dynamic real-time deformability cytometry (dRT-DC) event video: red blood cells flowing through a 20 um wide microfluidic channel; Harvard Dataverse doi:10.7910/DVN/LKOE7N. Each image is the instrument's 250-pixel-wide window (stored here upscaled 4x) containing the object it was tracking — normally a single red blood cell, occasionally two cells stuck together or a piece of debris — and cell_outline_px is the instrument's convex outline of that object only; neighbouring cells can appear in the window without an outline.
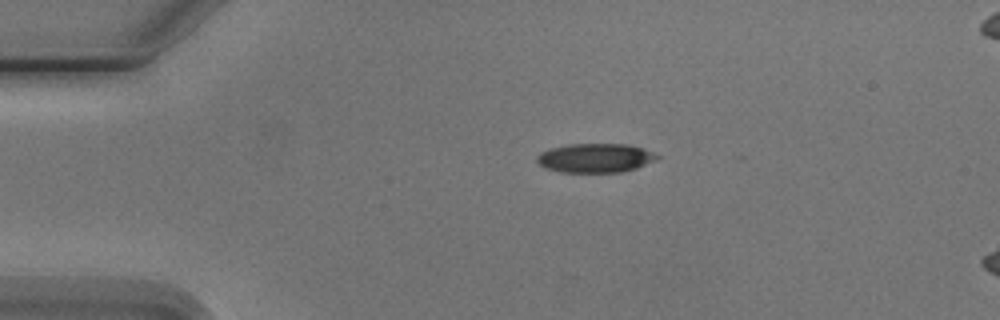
{"species": "Egyptian fruit bat (a non-hibernating species)", "species_latin": "Rousettus aegyptiacus", "temperature_condition": "cold", "stored_images_in_passage": 3, "camera_frame_rate_fps": 3000, "um_per_image_px": 0.085, "animal": {"sex": "male"}, "frame": {"image": 1, "passage_image": 1, "time_ms": 0.0, "image_size_px": [1000, 320], "cell_outline_px": [[660, 156], [656, 160], [636, 168], [624, 172], [560, 172], [544, 168], [536, 160], [536, 156], [540, 152], [552, 148], [568, 144], [624, 144], [640, 148], [652, 152]], "centroid_in_image_um": [50.57, 13.44], "position_along_channel_um": 34.4, "area_um2": 20.29}}